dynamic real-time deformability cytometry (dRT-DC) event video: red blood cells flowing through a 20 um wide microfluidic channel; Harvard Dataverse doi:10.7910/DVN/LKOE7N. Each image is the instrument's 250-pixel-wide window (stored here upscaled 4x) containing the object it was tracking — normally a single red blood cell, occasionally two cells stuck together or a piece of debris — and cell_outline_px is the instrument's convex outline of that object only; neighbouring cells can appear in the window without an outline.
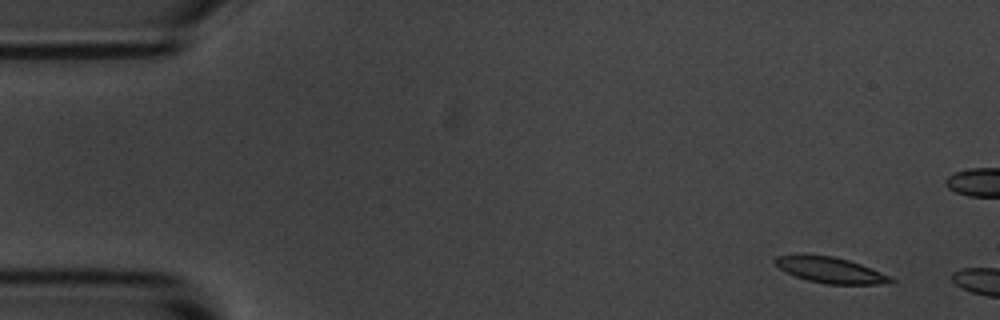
{"species": "common noctule bat (a hibernating species)", "species_latin": "Nyctalus noctula", "temperature_condition": "room temperature", "stored_images_in_passage": 3, "camera_frame_rate_fps": 3000, "um_per_image_px": 0.085, "animal": {"sex": "male", "body_mass_g": 20.1, "forearm_length_mm": 53.5}, "frame": {"image": 1, "passage_image": 1, "time_ms": 0.0, "image_size_px": [1000, 320], "cell_outline_px": [[896, 280], [880, 284], [828, 284], [808, 280], [784, 272], [772, 260], [776, 256], [832, 256], [848, 260], [860, 264], [892, 276]], "centroid_in_image_um": [70.62, 22.98], "position_along_channel_um": 14.4, "area_um2": 16.94}}